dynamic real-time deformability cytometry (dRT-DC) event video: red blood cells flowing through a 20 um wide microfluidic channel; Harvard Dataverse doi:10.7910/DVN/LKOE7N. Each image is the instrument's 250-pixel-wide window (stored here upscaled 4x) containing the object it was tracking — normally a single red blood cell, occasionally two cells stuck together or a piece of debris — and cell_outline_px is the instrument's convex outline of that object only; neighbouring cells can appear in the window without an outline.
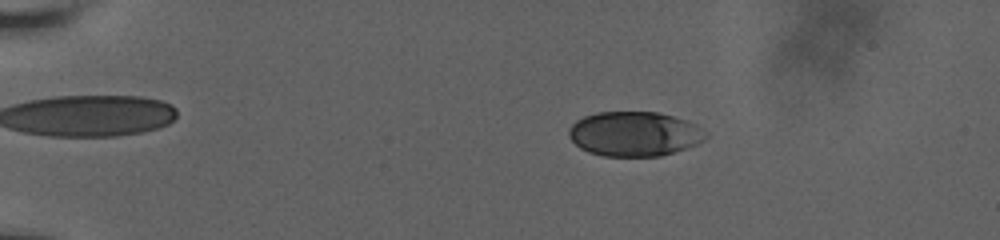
{"species": "human", "species_latin": "Homo sapiens", "temperature_condition": "room temperature", "stored_images_in_passage": 57, "camera_frame_rate_fps": 3000, "um_per_image_px": 0.085, "donor": {"sex": "male"}, "frame": {"image": 1, "passage_image": 12, "time_ms": 3.667, "image_size_px": [1000, 240], "cell_outline_px": [[708, 136], [704, 140], [696, 144], [660, 156], [604, 156], [588, 152], [580, 148], [568, 136], [568, 128], [576, 120], [584, 116], [596, 112], [660, 112], [696, 124]], "centroid_in_image_um": [53.88, 11.37], "position_along_channel_um": 31.1, "area_um2": 35.49}}
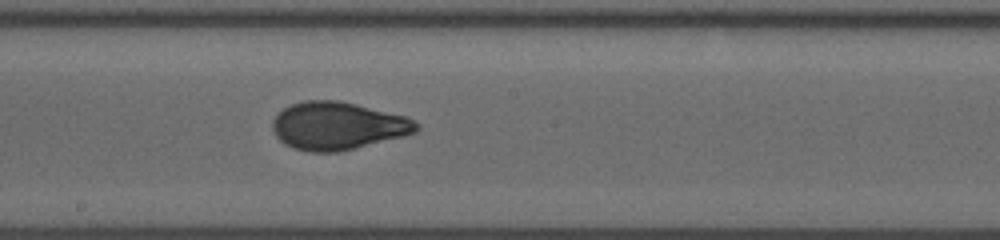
{"frame": {"image": 2, "passage_image": 34, "time_ms": 11.0, "image_size_px": [1000, 240], "cell_outline_px": [[420, 128], [416, 132], [404, 136], [336, 152], [312, 152], [292, 148], [284, 144], [276, 136], [272, 128], [272, 120], [284, 108], [292, 104], [304, 100], [340, 100], [408, 116], [420, 124]], "centroid_in_image_um": [28.72, 10.69], "position_along_channel_um": 219.5, "area_um2": 40.17}}
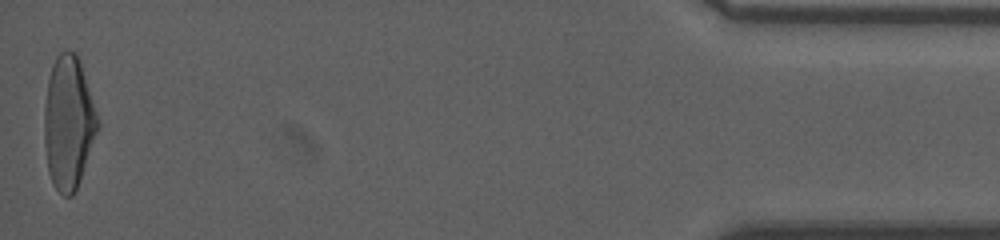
{"frame": {"image": 3, "passage_image": 57, "time_ms": 18.667, "image_size_px": [1000, 240], "cell_outline_px": [[100, 124], [80, 180], [72, 196], [64, 196], [52, 184], [48, 172], [44, 144], [44, 104], [48, 80], [52, 64], [56, 56], [60, 52], [76, 52], [80, 60], [100, 120]], "centroid_in_image_um": [5.82, 10.41], "position_along_channel_um": 429.4, "area_um2": 41.67}, "authors_computed_cell_mechanics": {"area_um2": 38.8994, "velocity_mm_per_s": 3.8049, "shape_relaxation_time_tau1_ms": 5.8005, "shape_relaxation_time_tau2_ms": 0.8329, "deformation_change_tau1": 0.2107, "deformation_change_tau2": 0.0501}}